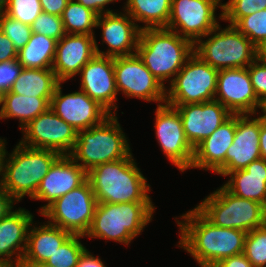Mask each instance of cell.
<instances>
[{
  "mask_svg": "<svg viewBox=\"0 0 266 267\" xmlns=\"http://www.w3.org/2000/svg\"><path fill=\"white\" fill-rule=\"evenodd\" d=\"M18 52L9 38L0 30V62L17 60Z\"/></svg>",
  "mask_w": 266,
  "mask_h": 267,
  "instance_id": "cell-41",
  "label": "cell"
},
{
  "mask_svg": "<svg viewBox=\"0 0 266 267\" xmlns=\"http://www.w3.org/2000/svg\"><path fill=\"white\" fill-rule=\"evenodd\" d=\"M170 106L178 110L186 139L193 148L233 115L217 100Z\"/></svg>",
  "mask_w": 266,
  "mask_h": 267,
  "instance_id": "cell-19",
  "label": "cell"
},
{
  "mask_svg": "<svg viewBox=\"0 0 266 267\" xmlns=\"http://www.w3.org/2000/svg\"><path fill=\"white\" fill-rule=\"evenodd\" d=\"M235 129L236 114H233L194 148L191 168L211 170L218 174L225 167L226 152L233 143Z\"/></svg>",
  "mask_w": 266,
  "mask_h": 267,
  "instance_id": "cell-24",
  "label": "cell"
},
{
  "mask_svg": "<svg viewBox=\"0 0 266 267\" xmlns=\"http://www.w3.org/2000/svg\"><path fill=\"white\" fill-rule=\"evenodd\" d=\"M155 208L153 202H97L91 227L85 237L129 245L152 222Z\"/></svg>",
  "mask_w": 266,
  "mask_h": 267,
  "instance_id": "cell-5",
  "label": "cell"
},
{
  "mask_svg": "<svg viewBox=\"0 0 266 267\" xmlns=\"http://www.w3.org/2000/svg\"><path fill=\"white\" fill-rule=\"evenodd\" d=\"M244 255L253 267H266V224L246 234Z\"/></svg>",
  "mask_w": 266,
  "mask_h": 267,
  "instance_id": "cell-33",
  "label": "cell"
},
{
  "mask_svg": "<svg viewBox=\"0 0 266 267\" xmlns=\"http://www.w3.org/2000/svg\"><path fill=\"white\" fill-rule=\"evenodd\" d=\"M7 0H0V15L5 13Z\"/></svg>",
  "mask_w": 266,
  "mask_h": 267,
  "instance_id": "cell-52",
  "label": "cell"
},
{
  "mask_svg": "<svg viewBox=\"0 0 266 267\" xmlns=\"http://www.w3.org/2000/svg\"><path fill=\"white\" fill-rule=\"evenodd\" d=\"M136 53L166 88L194 53V44L167 28L142 29Z\"/></svg>",
  "mask_w": 266,
  "mask_h": 267,
  "instance_id": "cell-3",
  "label": "cell"
},
{
  "mask_svg": "<svg viewBox=\"0 0 266 267\" xmlns=\"http://www.w3.org/2000/svg\"><path fill=\"white\" fill-rule=\"evenodd\" d=\"M114 74L117 92L127 98L165 104V88L145 66L139 55L114 57Z\"/></svg>",
  "mask_w": 266,
  "mask_h": 267,
  "instance_id": "cell-12",
  "label": "cell"
},
{
  "mask_svg": "<svg viewBox=\"0 0 266 267\" xmlns=\"http://www.w3.org/2000/svg\"><path fill=\"white\" fill-rule=\"evenodd\" d=\"M80 89L109 114H116L118 92L115 83L114 57L96 54L80 70ZM113 110V111H112Z\"/></svg>",
  "mask_w": 266,
  "mask_h": 267,
  "instance_id": "cell-17",
  "label": "cell"
},
{
  "mask_svg": "<svg viewBox=\"0 0 266 267\" xmlns=\"http://www.w3.org/2000/svg\"><path fill=\"white\" fill-rule=\"evenodd\" d=\"M60 156L54 150L29 147L19 142L11 153H5L0 186L17 202L26 195L32 198Z\"/></svg>",
  "mask_w": 266,
  "mask_h": 267,
  "instance_id": "cell-4",
  "label": "cell"
},
{
  "mask_svg": "<svg viewBox=\"0 0 266 267\" xmlns=\"http://www.w3.org/2000/svg\"><path fill=\"white\" fill-rule=\"evenodd\" d=\"M257 59L266 64V40L257 46Z\"/></svg>",
  "mask_w": 266,
  "mask_h": 267,
  "instance_id": "cell-48",
  "label": "cell"
},
{
  "mask_svg": "<svg viewBox=\"0 0 266 267\" xmlns=\"http://www.w3.org/2000/svg\"><path fill=\"white\" fill-rule=\"evenodd\" d=\"M76 2L82 4L84 7L92 10L95 12L98 16L106 13H114V10H110V8H106L107 5H110L111 3L114 4V2L119 0H75Z\"/></svg>",
  "mask_w": 266,
  "mask_h": 267,
  "instance_id": "cell-42",
  "label": "cell"
},
{
  "mask_svg": "<svg viewBox=\"0 0 266 267\" xmlns=\"http://www.w3.org/2000/svg\"><path fill=\"white\" fill-rule=\"evenodd\" d=\"M0 267H17V266H13V265H0Z\"/></svg>",
  "mask_w": 266,
  "mask_h": 267,
  "instance_id": "cell-53",
  "label": "cell"
},
{
  "mask_svg": "<svg viewBox=\"0 0 266 267\" xmlns=\"http://www.w3.org/2000/svg\"><path fill=\"white\" fill-rule=\"evenodd\" d=\"M0 30L13 43L17 52L28 43L33 33L30 25L23 24L5 13L0 15Z\"/></svg>",
  "mask_w": 266,
  "mask_h": 267,
  "instance_id": "cell-36",
  "label": "cell"
},
{
  "mask_svg": "<svg viewBox=\"0 0 266 267\" xmlns=\"http://www.w3.org/2000/svg\"><path fill=\"white\" fill-rule=\"evenodd\" d=\"M95 55V36L65 34L57 41L52 70L61 83L66 82L78 75Z\"/></svg>",
  "mask_w": 266,
  "mask_h": 267,
  "instance_id": "cell-22",
  "label": "cell"
},
{
  "mask_svg": "<svg viewBox=\"0 0 266 267\" xmlns=\"http://www.w3.org/2000/svg\"><path fill=\"white\" fill-rule=\"evenodd\" d=\"M20 267H56V266H51L46 262H38V263H21Z\"/></svg>",
  "mask_w": 266,
  "mask_h": 267,
  "instance_id": "cell-50",
  "label": "cell"
},
{
  "mask_svg": "<svg viewBox=\"0 0 266 267\" xmlns=\"http://www.w3.org/2000/svg\"><path fill=\"white\" fill-rule=\"evenodd\" d=\"M175 221L180 236L177 246L188 252L200 267H213L225 258L244 253L246 232L215 226L195 207L175 217Z\"/></svg>",
  "mask_w": 266,
  "mask_h": 267,
  "instance_id": "cell-1",
  "label": "cell"
},
{
  "mask_svg": "<svg viewBox=\"0 0 266 267\" xmlns=\"http://www.w3.org/2000/svg\"><path fill=\"white\" fill-rule=\"evenodd\" d=\"M101 29L102 45H108V50L102 51L95 37L96 54L118 57L136 54L141 32V25L124 11L106 13L97 17L96 28Z\"/></svg>",
  "mask_w": 266,
  "mask_h": 267,
  "instance_id": "cell-15",
  "label": "cell"
},
{
  "mask_svg": "<svg viewBox=\"0 0 266 267\" xmlns=\"http://www.w3.org/2000/svg\"><path fill=\"white\" fill-rule=\"evenodd\" d=\"M256 51L257 47L229 24L223 29L219 24L194 44V53L218 70L246 68L257 58Z\"/></svg>",
  "mask_w": 266,
  "mask_h": 267,
  "instance_id": "cell-8",
  "label": "cell"
},
{
  "mask_svg": "<svg viewBox=\"0 0 266 267\" xmlns=\"http://www.w3.org/2000/svg\"><path fill=\"white\" fill-rule=\"evenodd\" d=\"M43 12L60 16L63 14L69 0H39Z\"/></svg>",
  "mask_w": 266,
  "mask_h": 267,
  "instance_id": "cell-43",
  "label": "cell"
},
{
  "mask_svg": "<svg viewBox=\"0 0 266 267\" xmlns=\"http://www.w3.org/2000/svg\"><path fill=\"white\" fill-rule=\"evenodd\" d=\"M5 145H7L5 138L2 139L0 137V179L2 177V172H3V160H4V156H5V153L7 151L5 149L6 148Z\"/></svg>",
  "mask_w": 266,
  "mask_h": 267,
  "instance_id": "cell-49",
  "label": "cell"
},
{
  "mask_svg": "<svg viewBox=\"0 0 266 267\" xmlns=\"http://www.w3.org/2000/svg\"><path fill=\"white\" fill-rule=\"evenodd\" d=\"M234 27L257 47L266 40V9L241 18Z\"/></svg>",
  "mask_w": 266,
  "mask_h": 267,
  "instance_id": "cell-35",
  "label": "cell"
},
{
  "mask_svg": "<svg viewBox=\"0 0 266 267\" xmlns=\"http://www.w3.org/2000/svg\"><path fill=\"white\" fill-rule=\"evenodd\" d=\"M97 200L91 184L86 180L76 189L56 199L41 215L47 222L72 234L84 235L89 231Z\"/></svg>",
  "mask_w": 266,
  "mask_h": 267,
  "instance_id": "cell-10",
  "label": "cell"
},
{
  "mask_svg": "<svg viewBox=\"0 0 266 267\" xmlns=\"http://www.w3.org/2000/svg\"><path fill=\"white\" fill-rule=\"evenodd\" d=\"M214 100L219 101L232 114L255 116L261 105L253 90L247 67L219 70Z\"/></svg>",
  "mask_w": 266,
  "mask_h": 267,
  "instance_id": "cell-16",
  "label": "cell"
},
{
  "mask_svg": "<svg viewBox=\"0 0 266 267\" xmlns=\"http://www.w3.org/2000/svg\"><path fill=\"white\" fill-rule=\"evenodd\" d=\"M41 12L39 0H7L5 14L23 24L31 26Z\"/></svg>",
  "mask_w": 266,
  "mask_h": 267,
  "instance_id": "cell-37",
  "label": "cell"
},
{
  "mask_svg": "<svg viewBox=\"0 0 266 267\" xmlns=\"http://www.w3.org/2000/svg\"><path fill=\"white\" fill-rule=\"evenodd\" d=\"M126 136L116 114H110L100 124L78 131L69 156L88 172L99 164L126 158L132 152Z\"/></svg>",
  "mask_w": 266,
  "mask_h": 267,
  "instance_id": "cell-6",
  "label": "cell"
},
{
  "mask_svg": "<svg viewBox=\"0 0 266 267\" xmlns=\"http://www.w3.org/2000/svg\"><path fill=\"white\" fill-rule=\"evenodd\" d=\"M52 97H30L10 91L3 93L0 99V120L19 119L21 130L31 120L50 108Z\"/></svg>",
  "mask_w": 266,
  "mask_h": 267,
  "instance_id": "cell-27",
  "label": "cell"
},
{
  "mask_svg": "<svg viewBox=\"0 0 266 267\" xmlns=\"http://www.w3.org/2000/svg\"><path fill=\"white\" fill-rule=\"evenodd\" d=\"M259 148H260L261 158L266 160V120L262 118L260 125Z\"/></svg>",
  "mask_w": 266,
  "mask_h": 267,
  "instance_id": "cell-47",
  "label": "cell"
},
{
  "mask_svg": "<svg viewBox=\"0 0 266 267\" xmlns=\"http://www.w3.org/2000/svg\"><path fill=\"white\" fill-rule=\"evenodd\" d=\"M61 85L50 100V108L77 132L100 124L110 115L82 90L63 94Z\"/></svg>",
  "mask_w": 266,
  "mask_h": 267,
  "instance_id": "cell-18",
  "label": "cell"
},
{
  "mask_svg": "<svg viewBox=\"0 0 266 267\" xmlns=\"http://www.w3.org/2000/svg\"><path fill=\"white\" fill-rule=\"evenodd\" d=\"M97 202H152L151 185L138 168L132 152L121 160L99 164L87 172Z\"/></svg>",
  "mask_w": 266,
  "mask_h": 267,
  "instance_id": "cell-2",
  "label": "cell"
},
{
  "mask_svg": "<svg viewBox=\"0 0 266 267\" xmlns=\"http://www.w3.org/2000/svg\"><path fill=\"white\" fill-rule=\"evenodd\" d=\"M230 179L222 184L230 193L254 200L266 207V160L252 161L244 169L230 172Z\"/></svg>",
  "mask_w": 266,
  "mask_h": 267,
  "instance_id": "cell-26",
  "label": "cell"
},
{
  "mask_svg": "<svg viewBox=\"0 0 266 267\" xmlns=\"http://www.w3.org/2000/svg\"><path fill=\"white\" fill-rule=\"evenodd\" d=\"M247 68L255 95L262 102L266 99V64L256 58Z\"/></svg>",
  "mask_w": 266,
  "mask_h": 267,
  "instance_id": "cell-39",
  "label": "cell"
},
{
  "mask_svg": "<svg viewBox=\"0 0 266 267\" xmlns=\"http://www.w3.org/2000/svg\"><path fill=\"white\" fill-rule=\"evenodd\" d=\"M98 15L75 0H69L61 15L66 34L95 35Z\"/></svg>",
  "mask_w": 266,
  "mask_h": 267,
  "instance_id": "cell-31",
  "label": "cell"
},
{
  "mask_svg": "<svg viewBox=\"0 0 266 267\" xmlns=\"http://www.w3.org/2000/svg\"><path fill=\"white\" fill-rule=\"evenodd\" d=\"M60 83L52 68H23L9 91L30 97H52Z\"/></svg>",
  "mask_w": 266,
  "mask_h": 267,
  "instance_id": "cell-28",
  "label": "cell"
},
{
  "mask_svg": "<svg viewBox=\"0 0 266 267\" xmlns=\"http://www.w3.org/2000/svg\"><path fill=\"white\" fill-rule=\"evenodd\" d=\"M222 0H172L167 29L195 44L219 25ZM217 8L221 9L219 17ZM218 17V18H216Z\"/></svg>",
  "mask_w": 266,
  "mask_h": 267,
  "instance_id": "cell-11",
  "label": "cell"
},
{
  "mask_svg": "<svg viewBox=\"0 0 266 267\" xmlns=\"http://www.w3.org/2000/svg\"><path fill=\"white\" fill-rule=\"evenodd\" d=\"M155 134L167 159L181 172L191 169L194 148L186 139L178 110L168 104L157 105Z\"/></svg>",
  "mask_w": 266,
  "mask_h": 267,
  "instance_id": "cell-13",
  "label": "cell"
},
{
  "mask_svg": "<svg viewBox=\"0 0 266 267\" xmlns=\"http://www.w3.org/2000/svg\"><path fill=\"white\" fill-rule=\"evenodd\" d=\"M213 267H253L250 261L246 258L244 253L233 255L225 258L215 264Z\"/></svg>",
  "mask_w": 266,
  "mask_h": 267,
  "instance_id": "cell-44",
  "label": "cell"
},
{
  "mask_svg": "<svg viewBox=\"0 0 266 267\" xmlns=\"http://www.w3.org/2000/svg\"><path fill=\"white\" fill-rule=\"evenodd\" d=\"M262 112V115L260 113H257L258 115H260V117L264 120H266V99H264L261 102L260 108H259Z\"/></svg>",
  "mask_w": 266,
  "mask_h": 267,
  "instance_id": "cell-51",
  "label": "cell"
},
{
  "mask_svg": "<svg viewBox=\"0 0 266 267\" xmlns=\"http://www.w3.org/2000/svg\"><path fill=\"white\" fill-rule=\"evenodd\" d=\"M253 114H236V129L233 143L227 149L225 167L218 173L227 176L230 172L244 169L252 161L261 158L259 135L261 117Z\"/></svg>",
  "mask_w": 266,
  "mask_h": 267,
  "instance_id": "cell-20",
  "label": "cell"
},
{
  "mask_svg": "<svg viewBox=\"0 0 266 267\" xmlns=\"http://www.w3.org/2000/svg\"><path fill=\"white\" fill-rule=\"evenodd\" d=\"M266 9V0H228L222 3V21L235 25L241 18Z\"/></svg>",
  "mask_w": 266,
  "mask_h": 267,
  "instance_id": "cell-34",
  "label": "cell"
},
{
  "mask_svg": "<svg viewBox=\"0 0 266 267\" xmlns=\"http://www.w3.org/2000/svg\"><path fill=\"white\" fill-rule=\"evenodd\" d=\"M31 29L33 33L45 35L57 41L66 34L62 18L43 11L32 23Z\"/></svg>",
  "mask_w": 266,
  "mask_h": 267,
  "instance_id": "cell-38",
  "label": "cell"
},
{
  "mask_svg": "<svg viewBox=\"0 0 266 267\" xmlns=\"http://www.w3.org/2000/svg\"><path fill=\"white\" fill-rule=\"evenodd\" d=\"M22 69L18 60L0 62V95L11 89Z\"/></svg>",
  "mask_w": 266,
  "mask_h": 267,
  "instance_id": "cell-40",
  "label": "cell"
},
{
  "mask_svg": "<svg viewBox=\"0 0 266 267\" xmlns=\"http://www.w3.org/2000/svg\"><path fill=\"white\" fill-rule=\"evenodd\" d=\"M19 142L29 147L54 150L69 155L76 143L78 132L55 114L51 108L31 120L22 129Z\"/></svg>",
  "mask_w": 266,
  "mask_h": 267,
  "instance_id": "cell-14",
  "label": "cell"
},
{
  "mask_svg": "<svg viewBox=\"0 0 266 267\" xmlns=\"http://www.w3.org/2000/svg\"><path fill=\"white\" fill-rule=\"evenodd\" d=\"M172 0H127L123 5L125 11L135 22L147 28H167L170 18Z\"/></svg>",
  "mask_w": 266,
  "mask_h": 267,
  "instance_id": "cell-29",
  "label": "cell"
},
{
  "mask_svg": "<svg viewBox=\"0 0 266 267\" xmlns=\"http://www.w3.org/2000/svg\"><path fill=\"white\" fill-rule=\"evenodd\" d=\"M213 225L246 233L266 224V207L259 202L216 189L195 207Z\"/></svg>",
  "mask_w": 266,
  "mask_h": 267,
  "instance_id": "cell-7",
  "label": "cell"
},
{
  "mask_svg": "<svg viewBox=\"0 0 266 267\" xmlns=\"http://www.w3.org/2000/svg\"><path fill=\"white\" fill-rule=\"evenodd\" d=\"M218 72L193 53L165 88V103L185 105L214 100Z\"/></svg>",
  "mask_w": 266,
  "mask_h": 267,
  "instance_id": "cell-9",
  "label": "cell"
},
{
  "mask_svg": "<svg viewBox=\"0 0 266 267\" xmlns=\"http://www.w3.org/2000/svg\"><path fill=\"white\" fill-rule=\"evenodd\" d=\"M83 237L85 236L72 234L46 263L56 267H75L87 249L80 241Z\"/></svg>",
  "mask_w": 266,
  "mask_h": 267,
  "instance_id": "cell-32",
  "label": "cell"
},
{
  "mask_svg": "<svg viewBox=\"0 0 266 267\" xmlns=\"http://www.w3.org/2000/svg\"><path fill=\"white\" fill-rule=\"evenodd\" d=\"M33 221L34 215L22 207L0 220V265L20 267Z\"/></svg>",
  "mask_w": 266,
  "mask_h": 267,
  "instance_id": "cell-23",
  "label": "cell"
},
{
  "mask_svg": "<svg viewBox=\"0 0 266 267\" xmlns=\"http://www.w3.org/2000/svg\"><path fill=\"white\" fill-rule=\"evenodd\" d=\"M57 40L32 33L28 43L18 51L17 60L23 68H52L56 54Z\"/></svg>",
  "mask_w": 266,
  "mask_h": 267,
  "instance_id": "cell-30",
  "label": "cell"
},
{
  "mask_svg": "<svg viewBox=\"0 0 266 267\" xmlns=\"http://www.w3.org/2000/svg\"><path fill=\"white\" fill-rule=\"evenodd\" d=\"M99 256H93L88 249H86L80 256L78 264L75 267H106L104 261Z\"/></svg>",
  "mask_w": 266,
  "mask_h": 267,
  "instance_id": "cell-46",
  "label": "cell"
},
{
  "mask_svg": "<svg viewBox=\"0 0 266 267\" xmlns=\"http://www.w3.org/2000/svg\"><path fill=\"white\" fill-rule=\"evenodd\" d=\"M34 222L28 230L26 249L21 263L47 262L72 235L71 232L48 222H44L43 225L40 223V226Z\"/></svg>",
  "mask_w": 266,
  "mask_h": 267,
  "instance_id": "cell-25",
  "label": "cell"
},
{
  "mask_svg": "<svg viewBox=\"0 0 266 267\" xmlns=\"http://www.w3.org/2000/svg\"><path fill=\"white\" fill-rule=\"evenodd\" d=\"M87 180V172L69 155H61L39 184L33 200L48 202L39 208L41 214L56 199L76 189Z\"/></svg>",
  "mask_w": 266,
  "mask_h": 267,
  "instance_id": "cell-21",
  "label": "cell"
},
{
  "mask_svg": "<svg viewBox=\"0 0 266 267\" xmlns=\"http://www.w3.org/2000/svg\"><path fill=\"white\" fill-rule=\"evenodd\" d=\"M17 201L0 186V220L14 211Z\"/></svg>",
  "mask_w": 266,
  "mask_h": 267,
  "instance_id": "cell-45",
  "label": "cell"
}]
</instances>
